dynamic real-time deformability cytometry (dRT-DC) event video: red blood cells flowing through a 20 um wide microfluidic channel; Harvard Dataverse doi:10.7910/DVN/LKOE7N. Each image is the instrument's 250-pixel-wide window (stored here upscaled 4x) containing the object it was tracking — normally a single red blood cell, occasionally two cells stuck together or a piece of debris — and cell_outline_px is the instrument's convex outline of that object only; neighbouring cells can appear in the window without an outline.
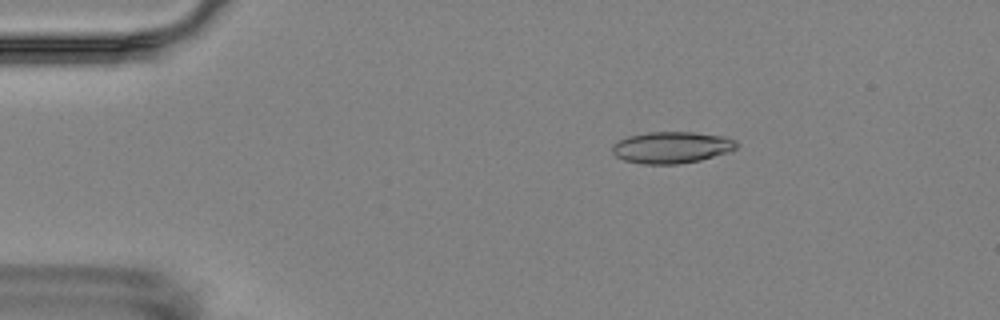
{"species": "Egyptian fruit bat (a non-hibernating species)", "species_latin": "Rousettus aegyptiacus", "temperature_condition": "room temperature", "stored_images_in_passage": 3, "camera_frame_rate_fps": 3000, "um_per_image_px": 0.085, "animal": {"sex": "female"}, "frame": {"image": 1, "passage_image": 1, "time_ms": 0.0, "image_size_px": [1000, 320], "cell_outline_px": [[736, 148], [728, 152], [700, 160], [676, 164], [644, 164], [624, 160], [616, 156], [612, 152], [612, 144], [616, 140], [628, 136], [648, 132], [692, 132], [724, 136], [736, 140]], "centroid_in_image_um": [57.05, 12.52], "position_along_channel_um": 27.9, "area_um2": 22.89}}
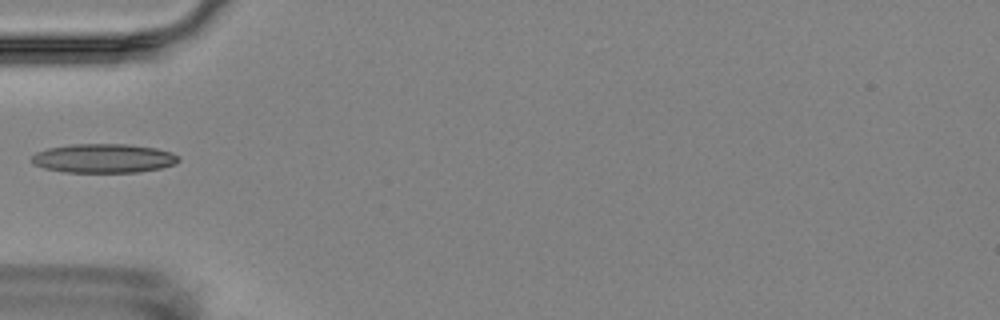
{"frame": {"image": 2, "passage_image": 3, "time_ms": 3.0, "image_size_px": [1000, 320], "cell_outline_px": [[180, 160], [176, 164], [160, 168], [140, 172], [64, 172], [44, 168], [32, 164], [32, 156], [36, 152], [48, 148], [72, 144], [128, 144], [156, 148], [172, 152], [180, 156]], "centroid_in_image_um": [8.83, 13.45], "position_along_channel_um": 76.2, "area_um2": 25.03}}